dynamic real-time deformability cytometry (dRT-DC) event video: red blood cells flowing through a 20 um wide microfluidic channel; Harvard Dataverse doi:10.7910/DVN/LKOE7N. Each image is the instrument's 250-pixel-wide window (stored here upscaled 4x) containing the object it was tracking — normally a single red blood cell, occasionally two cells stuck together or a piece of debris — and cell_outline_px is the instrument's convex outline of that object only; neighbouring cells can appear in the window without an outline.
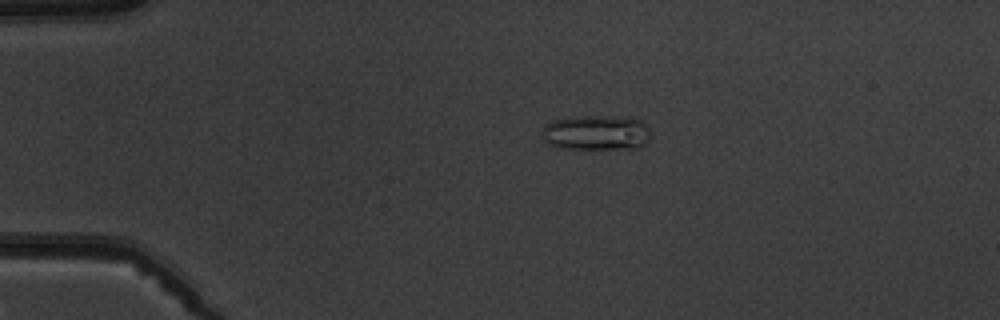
{"species": "common noctule bat (a hibernating species)", "species_latin": "Nyctalus noctula", "temperature_condition": "warm", "stored_images_in_passage": 6, "camera_frame_rate_fps": 3000, "um_per_image_px": 0.085, "animal": {"sex": "male", "body_mass_g": 19.5, "forearm_length_mm": 54.6}, "frame": {"image": 1, "passage_image": 3, "time_ms": 2.333, "image_size_px": [1000, 320], "cell_outline_px": [[648, 140], [640, 148], [556, 148], [548, 144], [544, 140], [544, 124], [552, 120], [576, 116], [636, 116], [648, 128]], "centroid_in_image_um": [50.69, 11.25], "position_along_channel_um": 34.3, "area_um2": 22.31}}
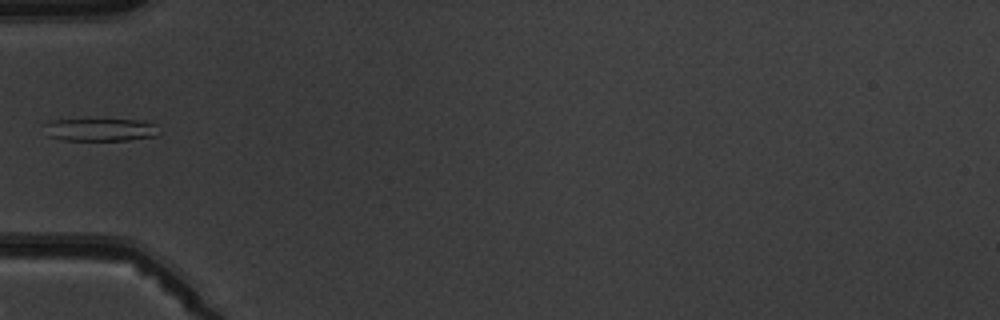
{"frame": {"image": 2, "passage_image": 5, "time_ms": 4.667, "image_size_px": [1000, 320], "cell_outline_px": [[160, 132], [156, 136], [128, 140], [60, 140], [48, 136], [44, 124], [52, 120], [140, 120], [156, 124]], "centroid_in_image_um": [8.55, 11.03], "position_along_channel_um": 76.4, "area_um2": 15.14}}
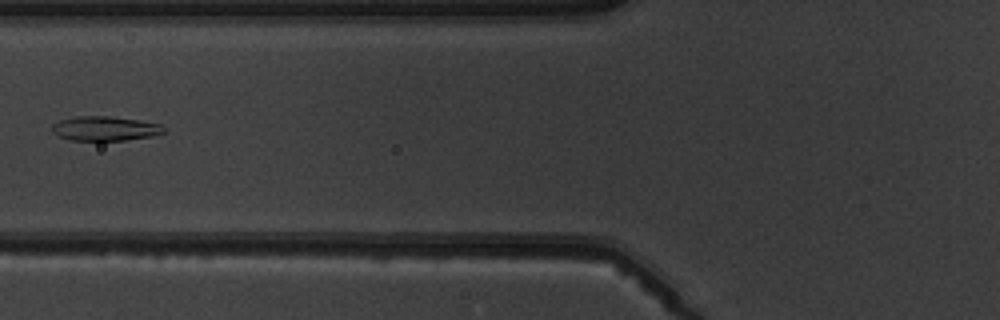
{"frame": {"image": 3, "passage_image": 6, "time_ms": 5.667, "image_size_px": [1000, 320], "cell_outline_px": [[164, 132], [152, 136], [124, 140], [72, 140], [60, 136], [52, 132], [52, 124], [60, 120], [76, 116], [108, 116], [140, 120], [160, 124], [164, 128]], "centroid_in_image_um": [8.91, 10.91], "position_along_channel_um": 116.9, "area_um2": 15.78}}